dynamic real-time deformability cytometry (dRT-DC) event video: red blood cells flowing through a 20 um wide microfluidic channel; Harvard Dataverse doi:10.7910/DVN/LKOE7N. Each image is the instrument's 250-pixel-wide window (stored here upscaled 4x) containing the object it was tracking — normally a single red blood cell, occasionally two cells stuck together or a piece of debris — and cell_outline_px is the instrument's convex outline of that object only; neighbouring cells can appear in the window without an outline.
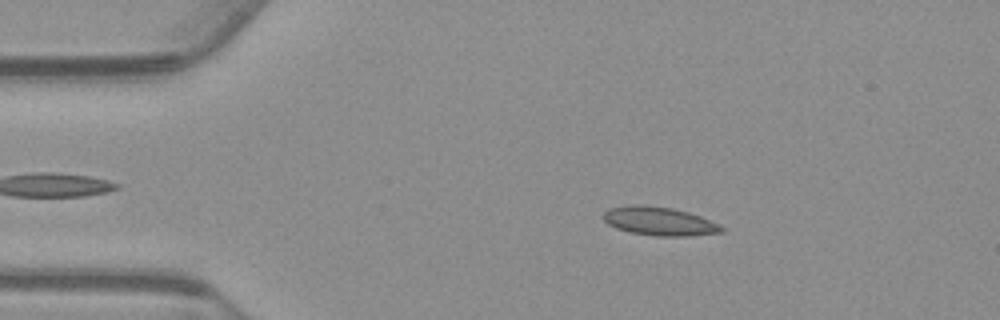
{"species": "common noctule bat (a hibernating species)", "species_latin": "Nyctalus noctula", "temperature_condition": "warm", "stored_images_in_passage": 54, "camera_frame_rate_fps": 3000, "um_per_image_px": 0.085, "animal": {"sex": "male", "body_mass_g": 23.1, "forearm_length_mm": 52.7}, "frame": {"image": 1, "passage_image": 9, "time_ms": 2.667, "image_size_px": [1000, 320], "cell_outline_px": [[724, 232], [688, 236], [656, 236], [628, 232], [616, 228], [608, 224], [604, 220], [604, 212], [612, 208], [636, 204], [640, 204], [672, 208], [688, 212], [700, 216], [720, 224], [724, 228]], "centroid_in_image_um": [56.07, 18.81], "position_along_channel_um": 28.9, "area_um2": 19.65}}
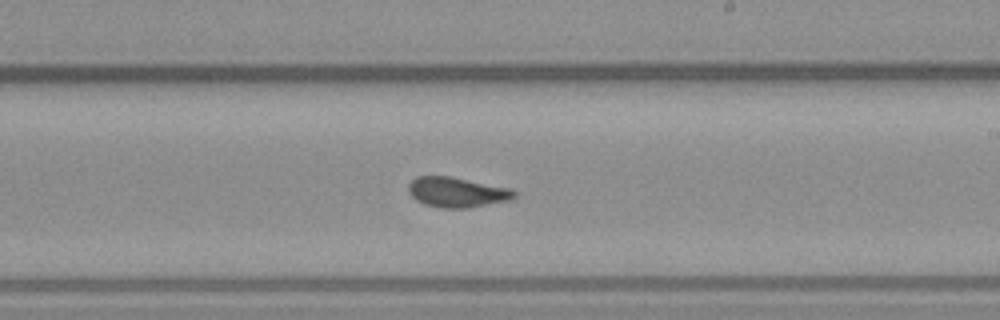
{"frame": {"image": 2, "passage_image": 31, "time_ms": 10.0, "image_size_px": [1000, 320], "cell_outline_px": [[516, 196], [508, 200], [468, 208], [444, 208], [424, 204], [416, 200], [408, 192], [408, 184], [416, 176], [448, 176], [512, 188], [516, 192]], "centroid_in_image_um": [38.83, 16.33], "position_along_channel_um": 250.2, "area_um2": 18.5}}
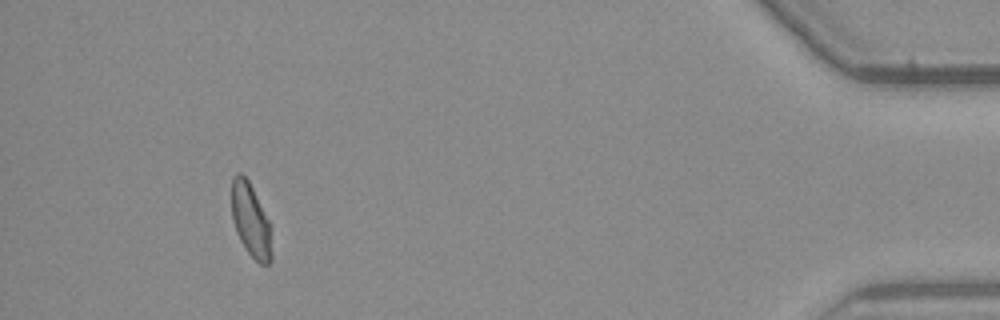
{"frame": {"image": 3, "passage_image": 50, "time_ms": 16.333, "image_size_px": [1000, 320], "cell_outline_px": [[272, 260], [268, 264], [260, 264], [248, 252], [240, 240], [236, 232], [232, 216], [232, 176], [236, 172], [240, 172], [248, 180], [268, 220], [272, 256]], "centroid_in_image_um": [21.29, 18.72], "position_along_channel_um": 413.9, "area_um2": 16.76}, "authors_computed_cell_mechanics": {"area_um2": 18.1781, "velocity_mm_per_s": 3.7174, "shape_relaxation_time_tau1_ms": null, "shape_relaxation_time_tau2_ms": 1.0509, "deformation_change_tau1": null, "deformation_change_tau2": 0.0532}}